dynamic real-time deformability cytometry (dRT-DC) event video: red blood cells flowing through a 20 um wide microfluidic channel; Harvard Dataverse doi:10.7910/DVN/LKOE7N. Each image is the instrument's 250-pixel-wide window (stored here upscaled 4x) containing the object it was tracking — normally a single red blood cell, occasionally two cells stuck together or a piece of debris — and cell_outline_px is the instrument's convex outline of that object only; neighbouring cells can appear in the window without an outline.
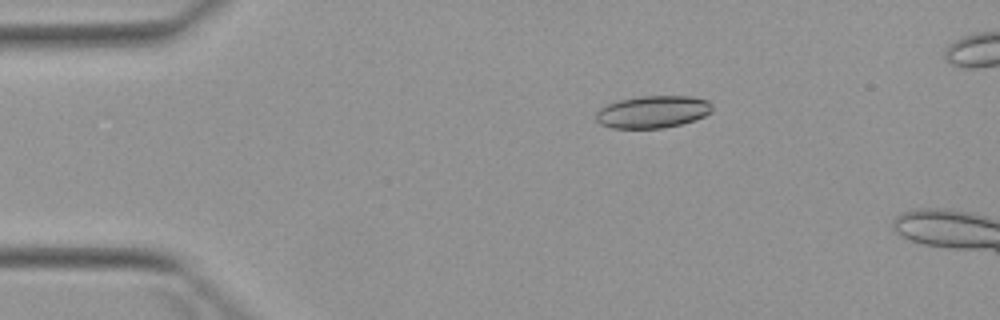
{"species": "Egyptian fruit bat (a non-hibernating species)", "species_latin": "Rousettus aegyptiacus", "temperature_condition": "warm", "stored_images_in_passage": 4, "camera_frame_rate_fps": 3000, "um_per_image_px": 0.085, "animal": {"sex": "female"}, "frame": {"image": 1, "passage_image": 2, "time_ms": 2.0, "image_size_px": [1000, 320], "cell_outline_px": [[712, 112], [704, 116], [680, 124], [664, 128], [612, 128], [600, 124], [596, 120], [596, 112], [600, 108], [608, 104], [620, 100], [640, 96], [692, 96], [708, 100], [712, 104]], "centroid_in_image_um": [55.49, 9.5], "position_along_channel_um": 29.5, "area_um2": 21.85}}